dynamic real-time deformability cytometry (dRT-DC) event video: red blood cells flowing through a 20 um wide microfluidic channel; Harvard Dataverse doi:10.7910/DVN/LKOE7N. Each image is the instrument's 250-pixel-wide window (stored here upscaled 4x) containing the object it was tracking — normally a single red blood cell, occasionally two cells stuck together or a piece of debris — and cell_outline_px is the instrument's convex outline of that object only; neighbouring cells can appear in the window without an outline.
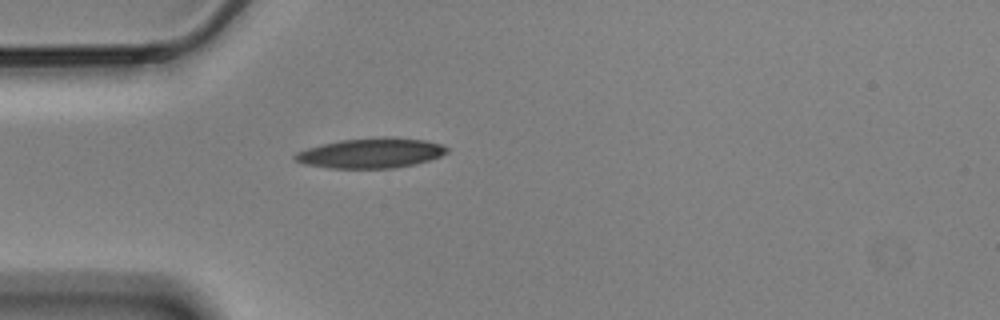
{"species": "Egyptian fruit bat (a non-hibernating species)", "species_latin": "Rousettus aegyptiacus", "temperature_condition": "cold", "stored_images_in_passage": 38, "camera_frame_rate_fps": 3000, "um_per_image_px": 0.085, "animal": {"sex": "male"}, "frame": {"image": 1, "passage_image": 1, "time_ms": 0.0, "image_size_px": [1000, 320], "cell_outline_px": [[448, 152], [440, 156], [416, 164], [392, 168], [328, 168], [304, 164], [292, 160], [292, 156], [296, 152], [320, 144], [340, 140], [380, 136], [396, 136], [424, 140], [440, 144], [448, 148]], "centroid_in_image_um": [31.49, 13.0], "position_along_channel_um": 53.5, "area_um2": 26.93}}
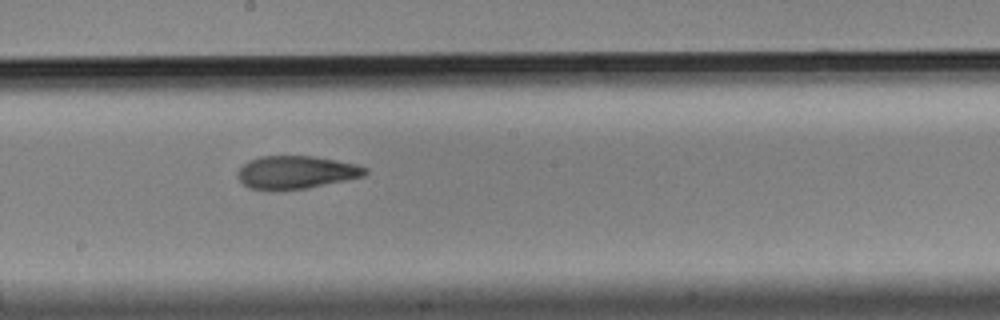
{"frame": {"image": 2, "passage_image": 16, "time_ms": 5.0, "image_size_px": [1000, 320], "cell_outline_px": [[368, 172], [364, 176], [308, 188], [252, 188], [244, 184], [236, 176], [236, 172], [248, 160], [260, 156], [312, 156], [336, 160], [356, 164], [368, 168]], "centroid_in_image_um": [25.19, 14.61], "position_along_channel_um": 223.0, "area_um2": 23.99}}
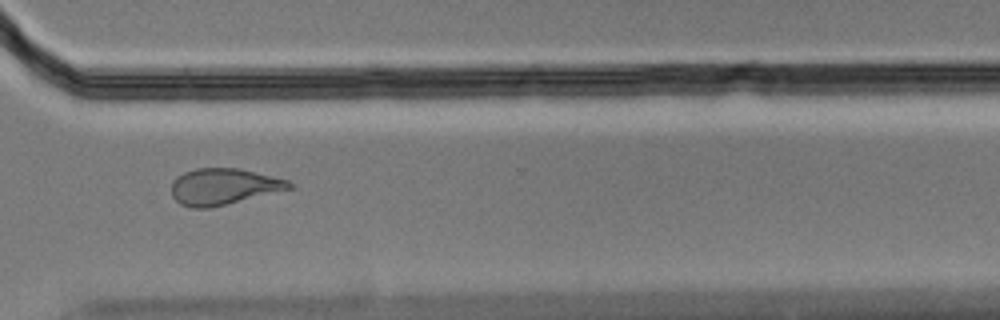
{"frame": {"image": 3, "passage_image": 27, "time_ms": 8.667, "image_size_px": [1000, 320], "cell_outline_px": [[292, 188], [208, 208], [192, 208], [180, 204], [172, 196], [172, 184], [184, 172], [196, 168], [240, 168], [288, 180], [292, 184]], "centroid_in_image_um": [18.99, 15.85], "position_along_channel_um": 351.6, "area_um2": 24.45}, "authors_computed_cell_mechanics": {"area_um2": 25.2297, "velocity_mm_per_s": 3.5175, "shape_relaxation_time_tau1_ms": null, "shape_relaxation_time_tau2_ms": 4.2507, "deformation_change_tau1": null, "deformation_change_tau2": 0.1336}}